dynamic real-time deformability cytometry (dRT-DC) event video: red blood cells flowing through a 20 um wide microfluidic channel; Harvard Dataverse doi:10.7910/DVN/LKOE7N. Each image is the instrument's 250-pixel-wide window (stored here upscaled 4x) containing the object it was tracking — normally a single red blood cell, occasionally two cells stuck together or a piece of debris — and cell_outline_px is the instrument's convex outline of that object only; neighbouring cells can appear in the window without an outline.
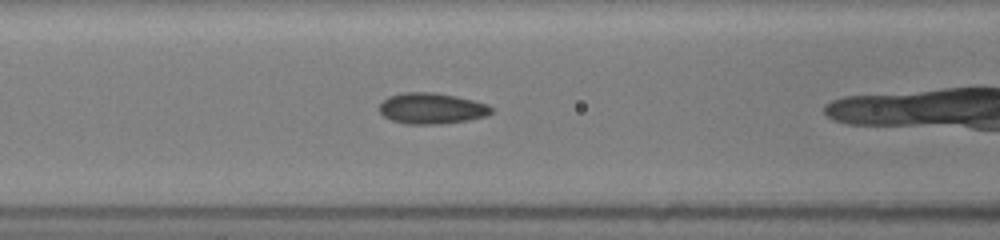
{"species": "common noctule bat (a hibernating species)", "species_latin": "Nyctalus noctula", "temperature_condition": "room temperature", "stored_images_in_passage": 26, "camera_frame_rate_fps": 3000, "um_per_image_px": 0.085, "animal": {"sex": "female", "body_mass_g": 19.5, "forearm_length_mm": 54.1}, "frame": {"image": 1, "passage_image": 5, "time_ms": 1.667, "image_size_px": [1000, 240], "cell_outline_px": [[492, 112], [484, 116], [468, 120], [440, 124], [404, 124], [392, 120], [384, 116], [380, 112], [380, 104], [388, 96], [404, 92], [432, 92], [456, 96], [488, 104], [492, 108]], "centroid_in_image_um": [36.67, 9.21], "position_along_channel_um": 129.9, "area_um2": 20.11}}
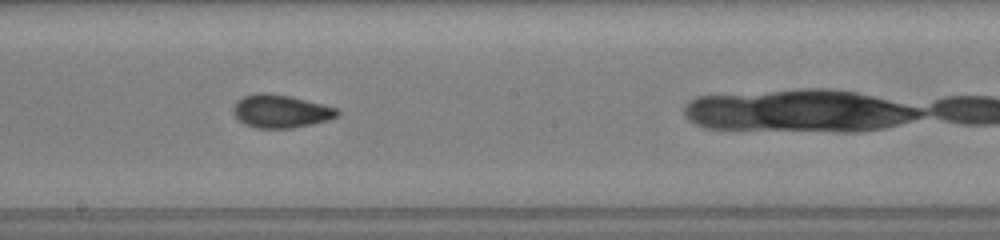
{"frame": {"image": 2, "passage_image": 11, "time_ms": 4.0, "image_size_px": [1000, 240], "cell_outline_px": [[340, 112], [336, 116], [328, 120], [312, 124], [292, 128], [256, 128], [244, 124], [232, 112], [232, 108], [236, 100], [244, 96], [256, 92], [268, 92], [292, 96], [336, 108]], "centroid_in_image_um": [23.82, 9.44], "position_along_channel_um": 224.4, "area_um2": 20.17}}
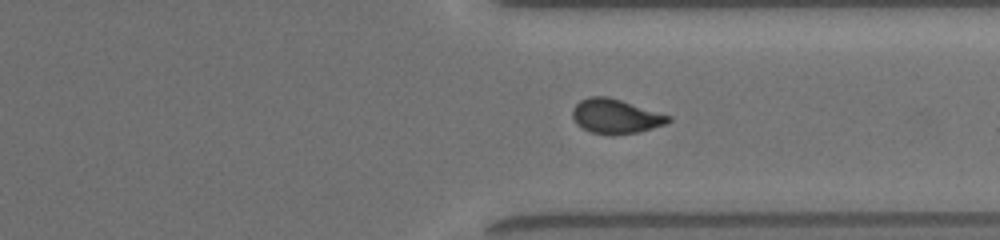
{"frame": {"image": 3, "passage_image": 20, "time_ms": 7.333, "image_size_px": [1000, 240], "cell_outline_px": [[672, 120], [668, 124], [640, 132], [612, 136], [592, 132], [576, 124], [572, 116], [572, 108], [580, 100], [588, 96], [608, 96], [672, 116]], "centroid_in_image_um": [52.35, 9.89], "position_along_channel_um": 359.0, "area_um2": 19.59}}